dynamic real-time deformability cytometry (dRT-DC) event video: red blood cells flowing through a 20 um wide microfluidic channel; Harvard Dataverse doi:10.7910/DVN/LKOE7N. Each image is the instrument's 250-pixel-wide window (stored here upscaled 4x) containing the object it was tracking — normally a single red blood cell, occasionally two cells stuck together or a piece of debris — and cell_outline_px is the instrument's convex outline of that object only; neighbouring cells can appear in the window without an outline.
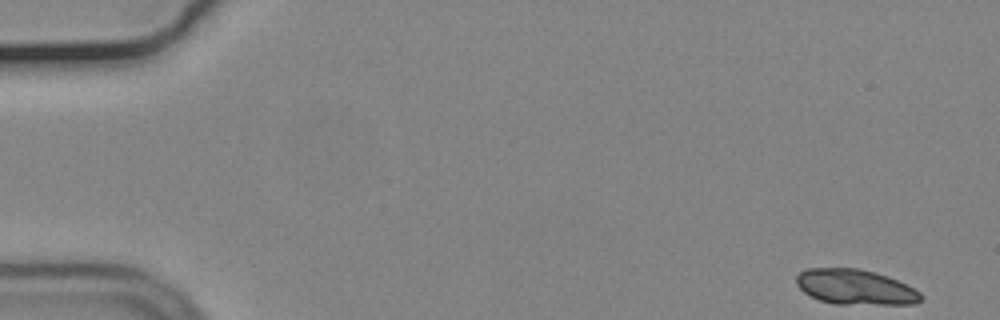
{"species": "common noctule bat (a hibernating species)", "species_latin": "Nyctalus noctula", "temperature_condition": "cold", "stored_images_in_passage": 20, "camera_frame_rate_fps": 3000, "um_per_image_px": 0.085, "animal": {"sex": "male", "body_mass_g": 19.2, "forearm_length_mm": 51.8}, "frame": {"image": 1, "passage_image": 1, "time_ms": 0.0, "image_size_px": [1000, 320], "cell_outline_px": [[924, 296], [916, 304], [836, 304], [820, 300], [804, 292], [796, 284], [796, 276], [800, 272], [808, 268], [860, 268], [876, 272], [888, 276], [920, 292]], "centroid_in_image_um": [72.7, 24.39], "position_along_channel_um": 12.3, "area_um2": 25.49}}
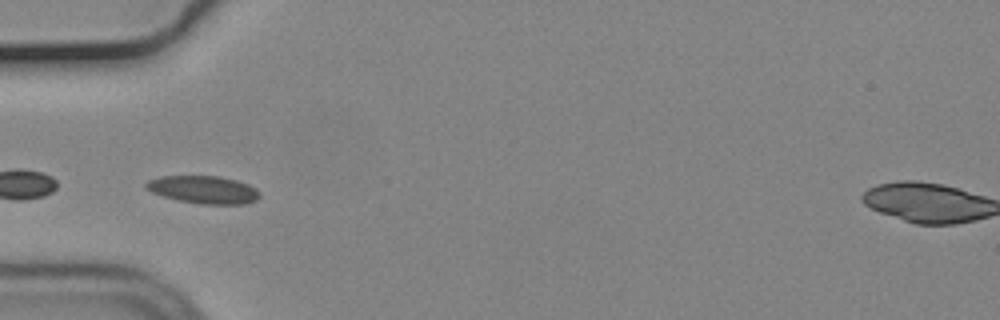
{"frame": {"image": 2, "passage_image": 17, "time_ms": 5.333, "image_size_px": [1000, 320], "cell_outline_px": [[260, 196], [256, 200], [244, 204], [200, 204], [180, 200], [164, 196], [152, 192], [144, 188], [144, 184], [148, 180], [160, 176], [220, 176], [236, 180], [248, 184], [256, 188]], "centroid_in_image_um": [17.29, 16.11], "position_along_channel_um": 67.7, "area_um2": 18.32}}